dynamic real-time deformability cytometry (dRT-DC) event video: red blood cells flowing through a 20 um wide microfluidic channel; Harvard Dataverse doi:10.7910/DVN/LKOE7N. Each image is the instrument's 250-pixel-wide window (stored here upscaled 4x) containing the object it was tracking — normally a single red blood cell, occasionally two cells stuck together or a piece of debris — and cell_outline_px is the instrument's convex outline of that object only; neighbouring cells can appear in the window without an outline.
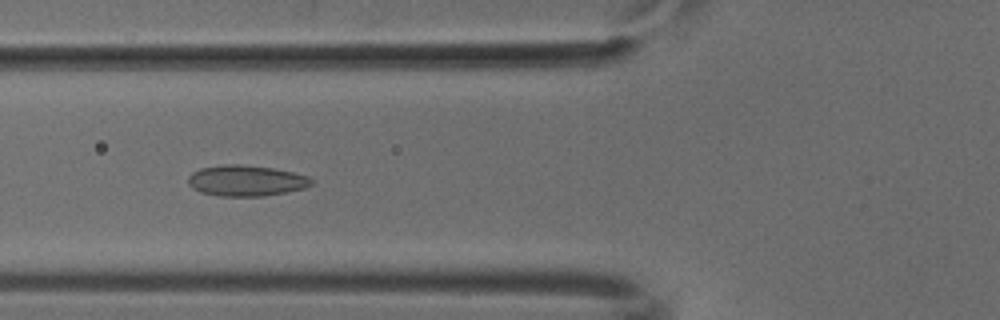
{"species": "common noctule bat (a hibernating species)", "species_latin": "Nyctalus noctula", "temperature_condition": "cold", "stored_images_in_passage": 53, "camera_frame_rate_fps": 3000, "um_per_image_px": 0.085, "animal": {"sex": "male", "body_mass_g": 18.8}, "frame": {"image": 1, "passage_image": 20, "time_ms": 6.333, "image_size_px": [1000, 320], "cell_outline_px": [[312, 184], [304, 188], [288, 192], [264, 196], [220, 196], [200, 192], [192, 188], [188, 184], [188, 176], [192, 172], [200, 168], [224, 164], [240, 164], [272, 168], [292, 172], [308, 176], [312, 180]], "centroid_in_image_um": [20.89, 15.36], "position_along_channel_um": 104.9, "area_um2": 22.25}}
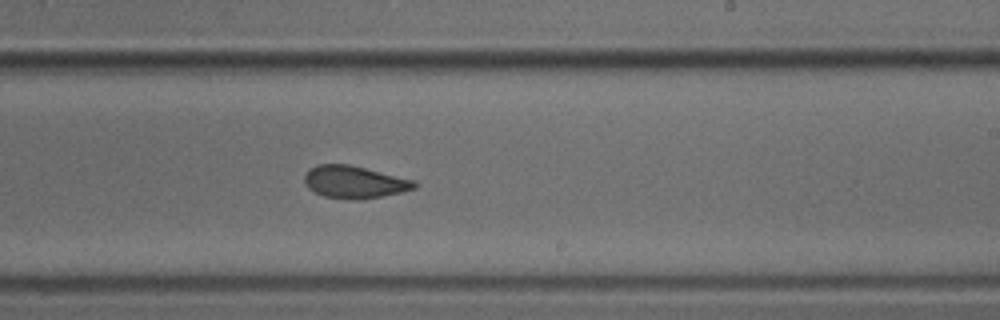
{"frame": {"image": 2, "passage_image": 32, "time_ms": 10.333, "image_size_px": [1000, 320], "cell_outline_px": [[416, 188], [400, 192], [360, 200], [352, 200], [324, 196], [308, 188], [304, 184], [304, 176], [316, 164], [348, 164], [416, 180]], "centroid_in_image_um": [30.12, 15.47], "position_along_channel_um": 258.9, "area_um2": 20.63}}
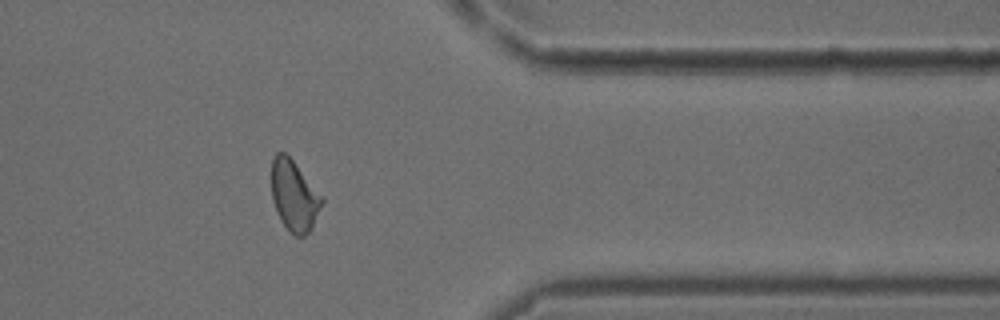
{"frame": {"image": 3, "passage_image": 43, "time_ms": 14.0, "image_size_px": [1000, 320], "cell_outline_px": [[324, 200], [312, 228], [304, 236], [296, 236], [288, 232], [280, 220], [272, 200], [272, 160], [276, 152], [284, 152], [292, 160], [324, 196]], "centroid_in_image_um": [25.01, 16.66], "position_along_channel_um": 386.4, "area_um2": 20.87}}